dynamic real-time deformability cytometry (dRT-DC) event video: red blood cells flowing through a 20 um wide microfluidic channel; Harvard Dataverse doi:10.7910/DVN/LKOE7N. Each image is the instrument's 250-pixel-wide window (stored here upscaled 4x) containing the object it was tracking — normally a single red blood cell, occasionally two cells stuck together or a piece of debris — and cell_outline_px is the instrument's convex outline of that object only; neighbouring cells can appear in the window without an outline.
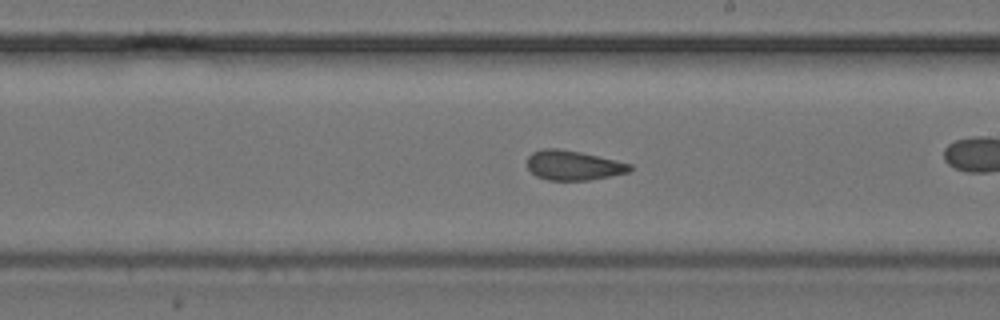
{"species": "common noctule bat (a hibernating species)", "species_latin": "Nyctalus noctula", "temperature_condition": "cold", "stored_images_in_passage": 29, "camera_frame_rate_fps": 3000, "um_per_image_px": 0.085, "animal": {"sex": "female", "body_mass_g": 24.6, "forearm_length_mm": 56.2}, "frame": {"image": 1, "passage_image": 17, "time_ms": 5.333, "image_size_px": [1000, 320], "cell_outline_px": [[632, 168], [628, 172], [588, 180], [548, 180], [536, 176], [528, 168], [528, 156], [532, 152], [544, 148], [556, 148], [580, 152], [616, 160], [632, 164]], "centroid_in_image_um": [48.71, 14.05], "position_along_channel_um": 240.3, "area_um2": 17.57}}